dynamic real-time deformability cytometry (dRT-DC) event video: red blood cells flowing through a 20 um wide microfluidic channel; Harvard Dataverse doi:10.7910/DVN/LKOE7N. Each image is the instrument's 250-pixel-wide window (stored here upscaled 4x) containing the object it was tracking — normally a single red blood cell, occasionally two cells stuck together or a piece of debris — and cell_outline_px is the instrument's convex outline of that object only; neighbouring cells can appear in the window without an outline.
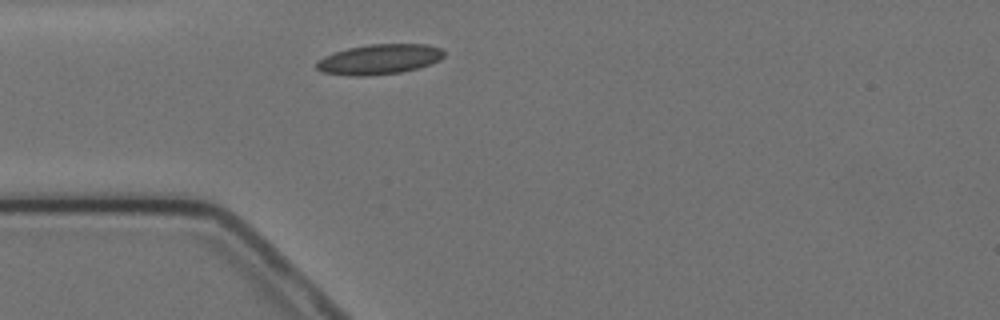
{"species": "Egyptian fruit bat (a non-hibernating species)", "species_latin": "Rousettus aegyptiacus", "temperature_condition": "cold", "stored_images_in_passage": 3, "camera_frame_rate_fps": 3000, "um_per_image_px": 0.085, "animal": {"sex": "female"}, "frame": {"image": 1, "passage_image": 3, "time_ms": 2.333, "image_size_px": [1000, 320], "cell_outline_px": [[444, 56], [440, 60], [416, 68], [400, 72], [364, 76], [348, 76], [320, 72], [316, 68], [316, 60], [324, 56], [348, 48], [368, 44], [428, 44], [440, 48], [444, 52]], "centroid_in_image_um": [32.19, 5.04], "position_along_channel_um": 52.8, "area_um2": 22.37}}